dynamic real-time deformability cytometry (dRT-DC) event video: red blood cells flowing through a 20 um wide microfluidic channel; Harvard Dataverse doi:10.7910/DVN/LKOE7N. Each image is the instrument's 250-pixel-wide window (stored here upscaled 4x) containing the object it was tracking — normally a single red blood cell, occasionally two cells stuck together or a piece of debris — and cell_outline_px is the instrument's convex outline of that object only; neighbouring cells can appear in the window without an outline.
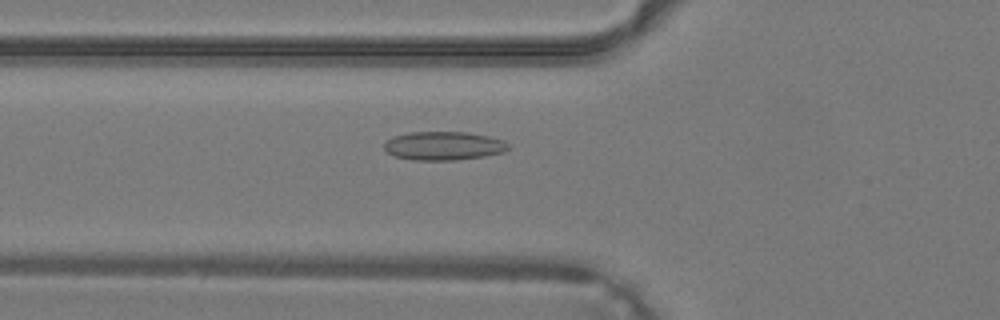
{"species": "common noctule bat (a hibernating species)", "species_latin": "Nyctalus noctula", "temperature_condition": "warm", "stored_images_in_passage": 41, "camera_frame_rate_fps": 3000, "um_per_image_px": 0.085, "animal": {"sex": "male", "body_mass_g": 19.2, "forearm_length_mm": 51.8}, "frame": {"image": 1, "passage_image": 16, "time_ms": 5.0, "image_size_px": [1000, 320], "cell_outline_px": [[508, 148], [504, 152], [484, 156], [456, 160], [412, 160], [396, 156], [388, 152], [384, 148], [384, 144], [392, 136], [408, 132], [468, 132], [488, 136], [504, 140], [508, 144]], "centroid_in_image_um": [37.71, 12.39], "position_along_channel_um": 88.1, "area_um2": 20.69}}
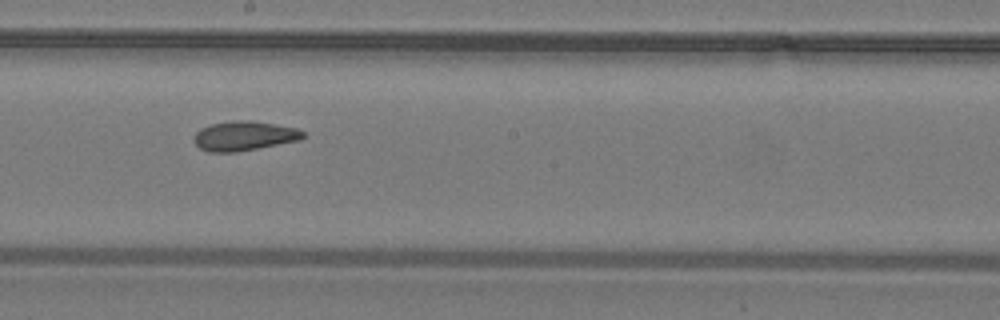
{"frame": {"image": 2, "passage_image": 24, "time_ms": 7.667, "image_size_px": [1000, 320], "cell_outline_px": [[304, 136], [300, 140], [236, 152], [208, 152], [200, 148], [192, 140], [192, 136], [200, 128], [212, 124], [236, 120], [252, 120], [276, 124], [296, 128], [304, 132]], "centroid_in_image_um": [20.72, 11.55], "position_along_channel_um": 227.5, "area_um2": 18.79}}
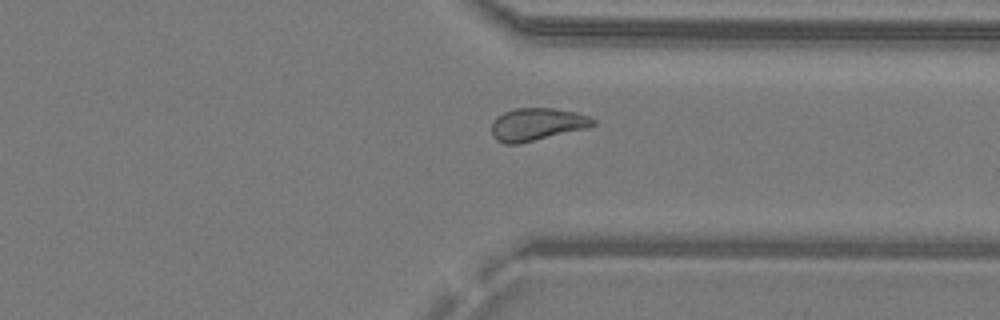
{"frame": {"image": 3, "passage_image": 32, "time_ms": 10.333, "image_size_px": [1000, 320], "cell_outline_px": [[596, 124], [588, 128], [520, 144], [504, 144], [496, 140], [492, 136], [492, 124], [496, 116], [504, 112], [516, 108], [552, 108], [576, 112], [588, 116], [596, 120]], "centroid_in_image_um": [45.64, 10.58], "position_along_channel_um": 365.8, "area_um2": 19.48}}